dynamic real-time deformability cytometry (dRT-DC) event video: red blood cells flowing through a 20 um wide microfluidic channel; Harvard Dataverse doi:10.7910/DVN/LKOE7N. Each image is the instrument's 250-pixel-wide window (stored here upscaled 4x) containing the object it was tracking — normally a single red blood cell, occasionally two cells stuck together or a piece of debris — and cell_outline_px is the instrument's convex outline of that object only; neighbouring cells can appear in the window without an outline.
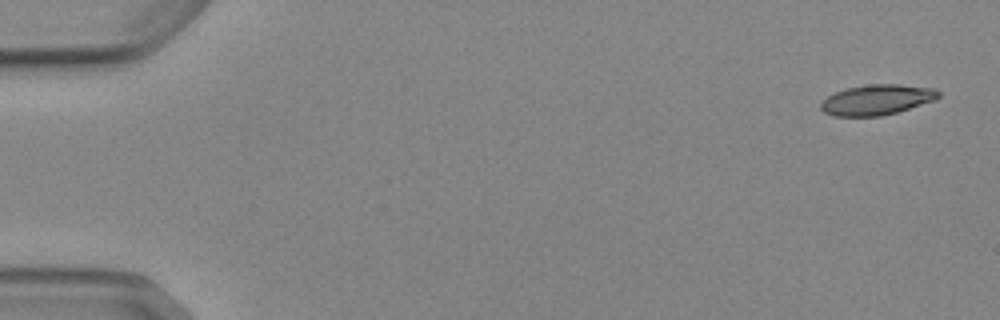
{"species": "Egyptian fruit bat (a non-hibernating species)", "species_latin": "Rousettus aegyptiacus", "temperature_condition": "cold", "stored_images_in_passage": 5, "camera_frame_rate_fps": 3000, "um_per_image_px": 0.085, "animal": {"sex": "female"}, "frame": {"image": 1, "passage_image": 1, "time_ms": 0.0, "image_size_px": [1000, 320], "cell_outline_px": [[940, 96], [936, 100], [896, 112], [880, 116], [832, 116], [824, 112], [820, 108], [820, 104], [828, 96], [844, 88], [868, 84], [900, 84], [936, 88], [940, 92]], "centroid_in_image_um": [74.55, 8.47], "position_along_channel_um": 10.4, "area_um2": 20.92}}
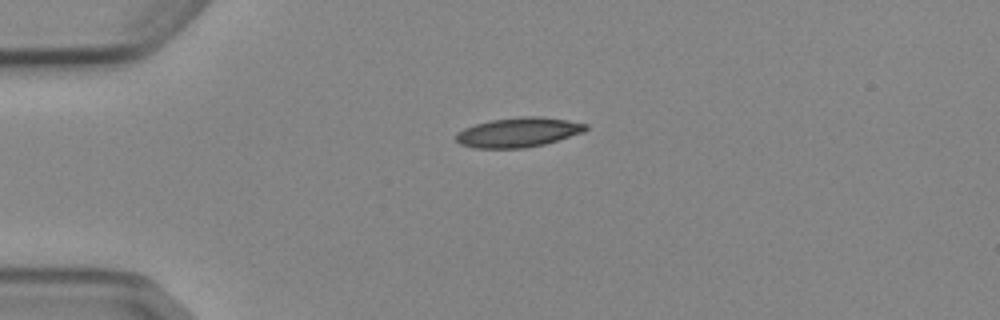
{"frame": {"image": 2, "passage_image": 4, "time_ms": 3.667, "image_size_px": [1000, 320], "cell_outline_px": [[588, 128], [584, 132], [544, 144], [524, 148], [476, 148], [460, 144], [456, 140], [456, 132], [464, 128], [476, 124], [492, 120], [520, 116], [540, 116], [568, 120], [588, 124]], "centroid_in_image_um": [44.07, 11.24], "position_along_channel_um": 40.9, "area_um2": 22.37}}